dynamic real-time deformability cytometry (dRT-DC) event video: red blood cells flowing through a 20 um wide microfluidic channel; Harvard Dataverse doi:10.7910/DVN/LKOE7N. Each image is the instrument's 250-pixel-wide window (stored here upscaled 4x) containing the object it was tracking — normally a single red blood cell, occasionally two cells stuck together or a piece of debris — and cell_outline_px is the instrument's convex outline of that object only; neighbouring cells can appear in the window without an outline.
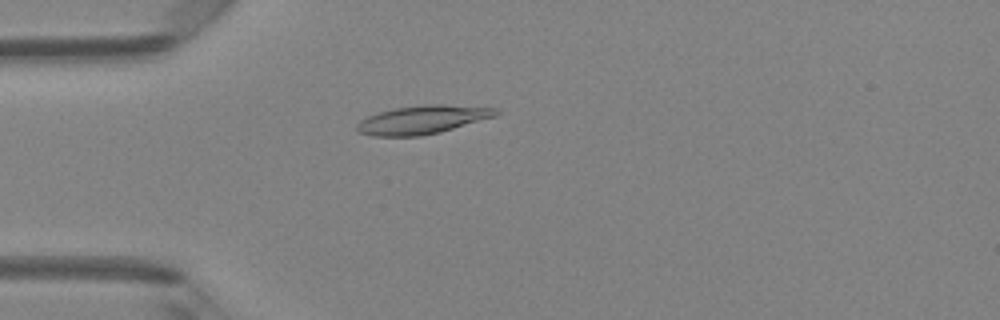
{"species": "Egyptian fruit bat (a non-hibernating species)", "species_latin": "Rousettus aegyptiacus", "temperature_condition": "room temperature", "stored_images_in_passage": 4, "camera_frame_rate_fps": 3000, "um_per_image_px": 0.085, "animal": {"sex": "female"}, "frame": {"image": 1, "passage_image": 4, "time_ms": 1.0, "image_size_px": [1000, 320], "cell_outline_px": [[500, 112], [496, 116], [440, 132], [420, 136], [372, 136], [360, 132], [356, 128], [356, 124], [360, 120], [368, 116], [380, 112], [396, 108], [424, 104], [444, 104], [496, 108]], "centroid_in_image_um": [35.92, 10.17], "position_along_channel_um": 49.1, "area_um2": 22.95}}